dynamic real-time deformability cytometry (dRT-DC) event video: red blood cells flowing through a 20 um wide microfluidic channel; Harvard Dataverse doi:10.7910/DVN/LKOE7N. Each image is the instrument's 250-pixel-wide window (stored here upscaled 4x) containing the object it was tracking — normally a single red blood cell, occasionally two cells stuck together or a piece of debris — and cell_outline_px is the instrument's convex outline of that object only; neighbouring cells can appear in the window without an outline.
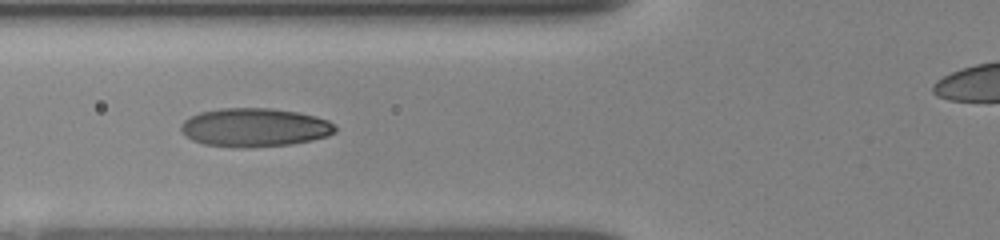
{"species": "human", "species_latin": "Homo sapiens", "temperature_condition": "room temperature", "stored_images_in_passage": 9, "camera_frame_rate_fps": 3000, "um_per_image_px": 0.085, "donor": {"sex": "female"}, "frame": {"image": 1, "passage_image": 8, "time_ms": 6.333, "image_size_px": [1000, 240], "cell_outline_px": [[336, 132], [328, 136], [312, 140], [292, 144], [240, 148], [232, 148], [204, 144], [192, 140], [180, 128], [180, 124], [184, 120], [200, 112], [220, 108], [272, 108], [296, 112], [316, 116], [328, 120], [336, 128]], "centroid_in_image_um": [21.65, 10.84], "position_along_channel_um": 104.2, "area_um2": 34.74}}